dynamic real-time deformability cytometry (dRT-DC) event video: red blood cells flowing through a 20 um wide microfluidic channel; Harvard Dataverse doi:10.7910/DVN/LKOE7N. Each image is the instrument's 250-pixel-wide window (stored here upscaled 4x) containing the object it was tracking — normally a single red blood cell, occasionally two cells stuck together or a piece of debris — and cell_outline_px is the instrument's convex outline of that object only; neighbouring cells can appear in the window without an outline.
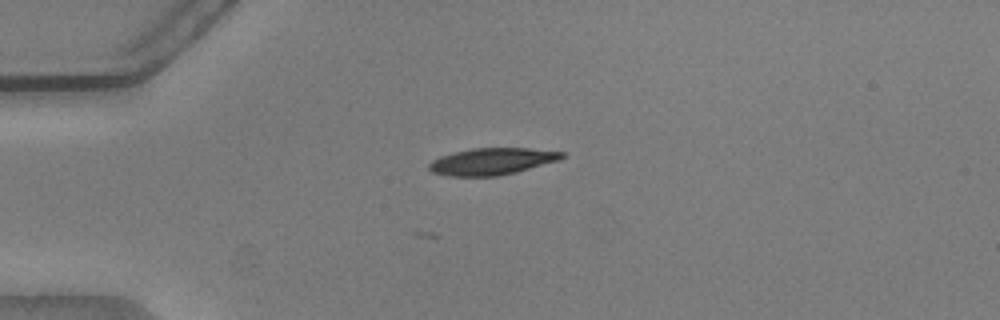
{"species": "common noctule bat (a hibernating species)", "species_latin": "Nyctalus noctula", "temperature_condition": "warm", "stored_images_in_passage": 2, "camera_frame_rate_fps": 3000, "um_per_image_px": 0.085, "animal": {"sex": "male", "body_mass_g": 20.5, "forearm_length_mm": 52.5}, "frame": {"image": 1, "passage_image": 2, "time_ms": 0.333, "image_size_px": [1000, 320], "cell_outline_px": [[568, 156], [560, 160], [516, 172], [500, 176], [448, 176], [432, 172], [428, 168], [428, 164], [432, 160], [440, 156], [472, 148], [528, 148], [564, 152]], "centroid_in_image_um": [41.84, 13.72], "position_along_channel_um": 43.2, "area_um2": 20.87}}